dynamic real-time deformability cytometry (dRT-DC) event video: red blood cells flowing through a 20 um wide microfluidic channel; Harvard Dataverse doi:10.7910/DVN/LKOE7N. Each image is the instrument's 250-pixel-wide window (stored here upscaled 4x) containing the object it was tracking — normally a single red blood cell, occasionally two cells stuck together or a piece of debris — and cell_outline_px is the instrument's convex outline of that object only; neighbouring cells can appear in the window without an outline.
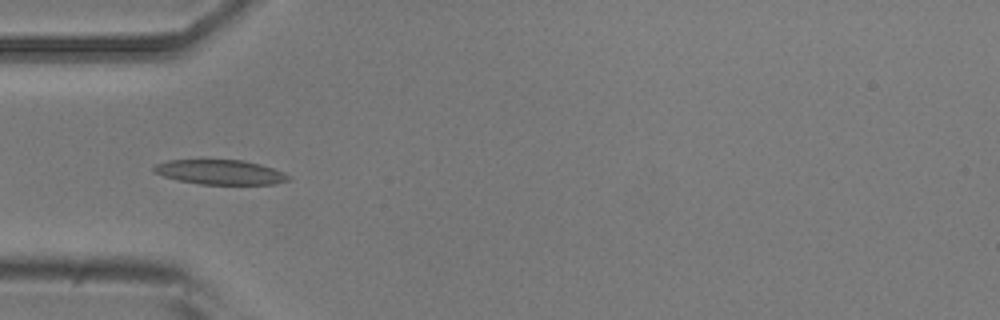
{"species": "common noctule bat (a hibernating species)", "species_latin": "Nyctalus noctula", "temperature_condition": "room temperature", "stored_images_in_passage": 6, "camera_frame_rate_fps": 3000, "um_per_image_px": 0.085, "animal": {"sex": "male", "body_mass_g": 20.5, "forearm_length_mm": 52.5}, "frame": {"image": 1, "passage_image": 4, "time_ms": 3.333, "image_size_px": [1000, 320], "cell_outline_px": [[288, 180], [272, 184], [200, 184], [180, 180], [164, 176], [152, 172], [152, 168], [156, 164], [168, 160], [244, 160], [260, 164], [284, 172], [288, 176]], "centroid_in_image_um": [18.68, 14.62], "position_along_channel_um": 66.3, "area_um2": 19.13}}
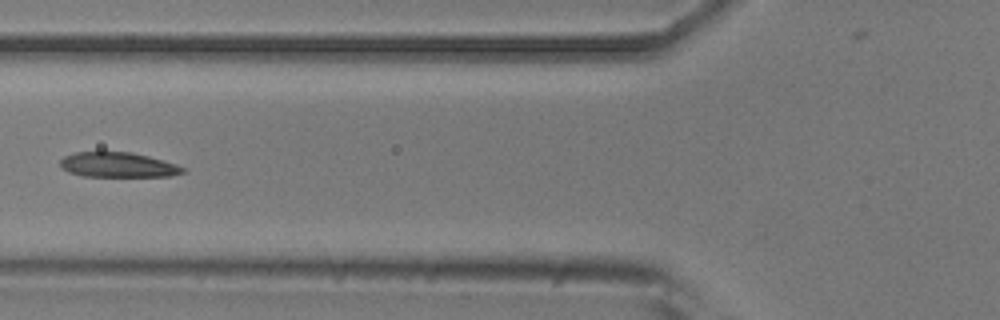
{"frame": {"image": 2, "passage_image": 5, "time_ms": 4.667, "image_size_px": [1000, 320], "cell_outline_px": [[188, 172], [172, 176], [84, 176], [68, 172], [60, 168], [60, 160], [64, 156], [76, 152], [132, 152], [148, 156], [176, 164], [184, 168]], "centroid_in_image_um": [10.03, 14.02], "position_along_channel_um": 115.8, "area_um2": 17.86}}
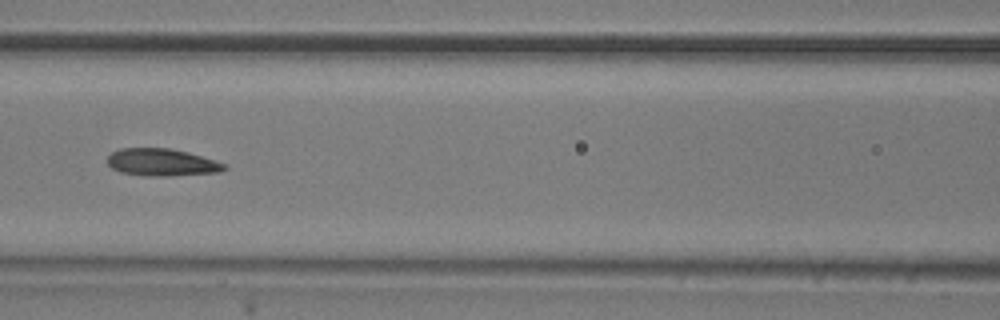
{"frame": {"image": 3, "passage_image": 6, "time_ms": 5.667, "image_size_px": [1000, 320], "cell_outline_px": [[228, 168], [220, 172], [168, 176], [148, 176], [120, 172], [112, 168], [108, 164], [108, 156], [112, 152], [120, 148], [172, 148], [188, 152], [228, 164]], "centroid_in_image_um": [13.78, 13.8], "position_along_channel_um": 152.8, "area_um2": 18.73}}